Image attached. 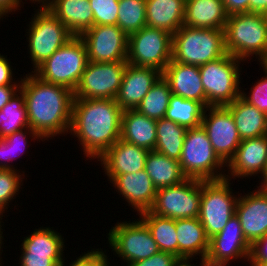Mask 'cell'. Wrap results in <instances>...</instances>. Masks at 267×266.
<instances>
[{"mask_svg":"<svg viewBox=\"0 0 267 266\" xmlns=\"http://www.w3.org/2000/svg\"><path fill=\"white\" fill-rule=\"evenodd\" d=\"M20 90L24 94L27 119L33 131L44 141L68 134L74 102L73 91L45 82L33 72L26 74L23 79L21 77Z\"/></svg>","mask_w":267,"mask_h":266,"instance_id":"1","label":"cell"},{"mask_svg":"<svg viewBox=\"0 0 267 266\" xmlns=\"http://www.w3.org/2000/svg\"><path fill=\"white\" fill-rule=\"evenodd\" d=\"M122 113L115 99L74 98L69 134L87 160L99 159L121 138Z\"/></svg>","mask_w":267,"mask_h":266,"instance_id":"2","label":"cell"},{"mask_svg":"<svg viewBox=\"0 0 267 266\" xmlns=\"http://www.w3.org/2000/svg\"><path fill=\"white\" fill-rule=\"evenodd\" d=\"M224 35L228 54L242 61L255 56L260 65L267 61V15L250 12L229 15Z\"/></svg>","mask_w":267,"mask_h":266,"instance_id":"3","label":"cell"},{"mask_svg":"<svg viewBox=\"0 0 267 266\" xmlns=\"http://www.w3.org/2000/svg\"><path fill=\"white\" fill-rule=\"evenodd\" d=\"M227 54L224 30L183 25L172 37L174 62L201 66Z\"/></svg>","mask_w":267,"mask_h":266,"instance_id":"4","label":"cell"},{"mask_svg":"<svg viewBox=\"0 0 267 266\" xmlns=\"http://www.w3.org/2000/svg\"><path fill=\"white\" fill-rule=\"evenodd\" d=\"M181 171L187 178L203 181L225 178L226 164L218 157L202 126L187 128L181 151ZM224 170V171H223Z\"/></svg>","mask_w":267,"mask_h":266,"instance_id":"5","label":"cell"},{"mask_svg":"<svg viewBox=\"0 0 267 266\" xmlns=\"http://www.w3.org/2000/svg\"><path fill=\"white\" fill-rule=\"evenodd\" d=\"M88 63L85 43L74 36L32 71L41 80L75 91Z\"/></svg>","mask_w":267,"mask_h":266,"instance_id":"6","label":"cell"},{"mask_svg":"<svg viewBox=\"0 0 267 266\" xmlns=\"http://www.w3.org/2000/svg\"><path fill=\"white\" fill-rule=\"evenodd\" d=\"M241 62L243 61L227 53L217 60L199 66L206 95V108L227 106L241 96Z\"/></svg>","mask_w":267,"mask_h":266,"instance_id":"7","label":"cell"},{"mask_svg":"<svg viewBox=\"0 0 267 266\" xmlns=\"http://www.w3.org/2000/svg\"><path fill=\"white\" fill-rule=\"evenodd\" d=\"M26 31L28 53L33 71L49 58L56 50L65 45L74 35L49 10L37 9L29 21Z\"/></svg>","mask_w":267,"mask_h":266,"instance_id":"8","label":"cell"},{"mask_svg":"<svg viewBox=\"0 0 267 266\" xmlns=\"http://www.w3.org/2000/svg\"><path fill=\"white\" fill-rule=\"evenodd\" d=\"M230 180H202L199 220L210 239L220 233L235 215L239 194L232 192Z\"/></svg>","mask_w":267,"mask_h":266,"instance_id":"9","label":"cell"},{"mask_svg":"<svg viewBox=\"0 0 267 266\" xmlns=\"http://www.w3.org/2000/svg\"><path fill=\"white\" fill-rule=\"evenodd\" d=\"M172 37L166 30L144 26L128 36L127 63L163 72L172 58Z\"/></svg>","mask_w":267,"mask_h":266,"instance_id":"10","label":"cell"},{"mask_svg":"<svg viewBox=\"0 0 267 266\" xmlns=\"http://www.w3.org/2000/svg\"><path fill=\"white\" fill-rule=\"evenodd\" d=\"M111 227L108 233L109 247L126 265L144 260L158 253L160 250L147 227L139 218L132 221L120 220Z\"/></svg>","mask_w":267,"mask_h":266,"instance_id":"11","label":"cell"},{"mask_svg":"<svg viewBox=\"0 0 267 266\" xmlns=\"http://www.w3.org/2000/svg\"><path fill=\"white\" fill-rule=\"evenodd\" d=\"M202 180L187 178L182 183L158 189L152 207L155 215L171 219L199 217Z\"/></svg>","mask_w":267,"mask_h":266,"instance_id":"12","label":"cell"},{"mask_svg":"<svg viewBox=\"0 0 267 266\" xmlns=\"http://www.w3.org/2000/svg\"><path fill=\"white\" fill-rule=\"evenodd\" d=\"M127 62H90L74 91V98L115 99Z\"/></svg>","mask_w":267,"mask_h":266,"instance_id":"13","label":"cell"},{"mask_svg":"<svg viewBox=\"0 0 267 266\" xmlns=\"http://www.w3.org/2000/svg\"><path fill=\"white\" fill-rule=\"evenodd\" d=\"M201 126L212 148L227 165L242 141L231 112L225 106L207 107L203 112Z\"/></svg>","mask_w":267,"mask_h":266,"instance_id":"14","label":"cell"},{"mask_svg":"<svg viewBox=\"0 0 267 266\" xmlns=\"http://www.w3.org/2000/svg\"><path fill=\"white\" fill-rule=\"evenodd\" d=\"M90 62H127L128 36L117 25H96L80 35Z\"/></svg>","mask_w":267,"mask_h":266,"instance_id":"15","label":"cell"},{"mask_svg":"<svg viewBox=\"0 0 267 266\" xmlns=\"http://www.w3.org/2000/svg\"><path fill=\"white\" fill-rule=\"evenodd\" d=\"M251 244L245 239L236 214L222 231L209 240L206 260L211 266H229L239 259L249 261ZM230 263V264H229Z\"/></svg>","mask_w":267,"mask_h":266,"instance_id":"16","label":"cell"},{"mask_svg":"<svg viewBox=\"0 0 267 266\" xmlns=\"http://www.w3.org/2000/svg\"><path fill=\"white\" fill-rule=\"evenodd\" d=\"M257 188L245 195L239 193L235 208L245 239L251 245L267 234V191Z\"/></svg>","mask_w":267,"mask_h":266,"instance_id":"17","label":"cell"},{"mask_svg":"<svg viewBox=\"0 0 267 266\" xmlns=\"http://www.w3.org/2000/svg\"><path fill=\"white\" fill-rule=\"evenodd\" d=\"M266 163L267 135L243 139L235 155L226 165L228 174L225 175V178L231 181V178L234 180L237 178H250L252 176L261 177Z\"/></svg>","mask_w":267,"mask_h":266,"instance_id":"18","label":"cell"},{"mask_svg":"<svg viewBox=\"0 0 267 266\" xmlns=\"http://www.w3.org/2000/svg\"><path fill=\"white\" fill-rule=\"evenodd\" d=\"M116 192L128 202L137 214L149 210L155 200L157 189L146 170L123 175H107Z\"/></svg>","mask_w":267,"mask_h":266,"instance_id":"19","label":"cell"},{"mask_svg":"<svg viewBox=\"0 0 267 266\" xmlns=\"http://www.w3.org/2000/svg\"><path fill=\"white\" fill-rule=\"evenodd\" d=\"M161 76L162 72L155 68L127 63L115 101L123 110L136 109Z\"/></svg>","mask_w":267,"mask_h":266,"instance_id":"20","label":"cell"},{"mask_svg":"<svg viewBox=\"0 0 267 266\" xmlns=\"http://www.w3.org/2000/svg\"><path fill=\"white\" fill-rule=\"evenodd\" d=\"M173 95L200 102L206 108V95L199 66L187 65L173 60L162 72Z\"/></svg>","mask_w":267,"mask_h":266,"instance_id":"21","label":"cell"},{"mask_svg":"<svg viewBox=\"0 0 267 266\" xmlns=\"http://www.w3.org/2000/svg\"><path fill=\"white\" fill-rule=\"evenodd\" d=\"M149 150L119 139L99 159L106 175L136 173L145 169Z\"/></svg>","mask_w":267,"mask_h":266,"instance_id":"22","label":"cell"},{"mask_svg":"<svg viewBox=\"0 0 267 266\" xmlns=\"http://www.w3.org/2000/svg\"><path fill=\"white\" fill-rule=\"evenodd\" d=\"M227 18L222 0L185 1V26L224 30Z\"/></svg>","mask_w":267,"mask_h":266,"instance_id":"23","label":"cell"},{"mask_svg":"<svg viewBox=\"0 0 267 266\" xmlns=\"http://www.w3.org/2000/svg\"><path fill=\"white\" fill-rule=\"evenodd\" d=\"M156 121L135 109L123 110L120 139L149 151L154 150L157 140Z\"/></svg>","mask_w":267,"mask_h":266,"instance_id":"24","label":"cell"},{"mask_svg":"<svg viewBox=\"0 0 267 266\" xmlns=\"http://www.w3.org/2000/svg\"><path fill=\"white\" fill-rule=\"evenodd\" d=\"M178 240V258H206L209 251V238L198 217L175 219Z\"/></svg>","mask_w":267,"mask_h":266,"instance_id":"25","label":"cell"},{"mask_svg":"<svg viewBox=\"0 0 267 266\" xmlns=\"http://www.w3.org/2000/svg\"><path fill=\"white\" fill-rule=\"evenodd\" d=\"M186 0H146V26L172 35L184 25Z\"/></svg>","mask_w":267,"mask_h":266,"instance_id":"26","label":"cell"},{"mask_svg":"<svg viewBox=\"0 0 267 266\" xmlns=\"http://www.w3.org/2000/svg\"><path fill=\"white\" fill-rule=\"evenodd\" d=\"M74 36L94 26L89 0H55L48 8Z\"/></svg>","mask_w":267,"mask_h":266,"instance_id":"27","label":"cell"},{"mask_svg":"<svg viewBox=\"0 0 267 266\" xmlns=\"http://www.w3.org/2000/svg\"><path fill=\"white\" fill-rule=\"evenodd\" d=\"M225 107L234 118L241 140L267 135V114L241 96Z\"/></svg>","mask_w":267,"mask_h":266,"instance_id":"28","label":"cell"},{"mask_svg":"<svg viewBox=\"0 0 267 266\" xmlns=\"http://www.w3.org/2000/svg\"><path fill=\"white\" fill-rule=\"evenodd\" d=\"M145 170L157 190L178 185L187 179L178 160L168 158L155 150L147 154Z\"/></svg>","mask_w":267,"mask_h":266,"instance_id":"29","label":"cell"},{"mask_svg":"<svg viewBox=\"0 0 267 266\" xmlns=\"http://www.w3.org/2000/svg\"><path fill=\"white\" fill-rule=\"evenodd\" d=\"M149 228L160 251L169 252L178 257V240L175 219L153 214L149 210L138 214Z\"/></svg>","mask_w":267,"mask_h":266,"instance_id":"30","label":"cell"},{"mask_svg":"<svg viewBox=\"0 0 267 266\" xmlns=\"http://www.w3.org/2000/svg\"><path fill=\"white\" fill-rule=\"evenodd\" d=\"M156 127L157 140L154 150L168 158L179 160L187 128L165 117L156 121Z\"/></svg>","mask_w":267,"mask_h":266,"instance_id":"31","label":"cell"},{"mask_svg":"<svg viewBox=\"0 0 267 266\" xmlns=\"http://www.w3.org/2000/svg\"><path fill=\"white\" fill-rule=\"evenodd\" d=\"M205 107L198 101L171 95L165 118L186 128L201 126Z\"/></svg>","mask_w":267,"mask_h":266,"instance_id":"32","label":"cell"},{"mask_svg":"<svg viewBox=\"0 0 267 266\" xmlns=\"http://www.w3.org/2000/svg\"><path fill=\"white\" fill-rule=\"evenodd\" d=\"M29 127L24 94L19 89L0 110V138Z\"/></svg>","mask_w":267,"mask_h":266,"instance_id":"33","label":"cell"},{"mask_svg":"<svg viewBox=\"0 0 267 266\" xmlns=\"http://www.w3.org/2000/svg\"><path fill=\"white\" fill-rule=\"evenodd\" d=\"M52 228V229H51ZM35 228L34 232L24 237L21 252L65 253V239L53 227ZM64 239V240H63Z\"/></svg>","mask_w":267,"mask_h":266,"instance_id":"34","label":"cell"},{"mask_svg":"<svg viewBox=\"0 0 267 266\" xmlns=\"http://www.w3.org/2000/svg\"><path fill=\"white\" fill-rule=\"evenodd\" d=\"M171 95L168 82L161 76L135 110L148 118L162 119L166 115Z\"/></svg>","mask_w":267,"mask_h":266,"instance_id":"35","label":"cell"},{"mask_svg":"<svg viewBox=\"0 0 267 266\" xmlns=\"http://www.w3.org/2000/svg\"><path fill=\"white\" fill-rule=\"evenodd\" d=\"M27 135L29 136V138L32 137L31 140H33L34 142H40V140L43 141V139L30 127L16 131L5 138H0V169L16 168V165L13 166L12 164H10V161L16 160L18 156L25 154L24 151L26 145H30L27 144Z\"/></svg>","mask_w":267,"mask_h":266,"instance_id":"36","label":"cell"},{"mask_svg":"<svg viewBox=\"0 0 267 266\" xmlns=\"http://www.w3.org/2000/svg\"><path fill=\"white\" fill-rule=\"evenodd\" d=\"M117 26L127 36L146 26V0H119Z\"/></svg>","mask_w":267,"mask_h":266,"instance_id":"37","label":"cell"},{"mask_svg":"<svg viewBox=\"0 0 267 266\" xmlns=\"http://www.w3.org/2000/svg\"><path fill=\"white\" fill-rule=\"evenodd\" d=\"M20 169H0V216L3 217L10 203L17 198L23 185Z\"/></svg>","mask_w":267,"mask_h":266,"instance_id":"38","label":"cell"},{"mask_svg":"<svg viewBox=\"0 0 267 266\" xmlns=\"http://www.w3.org/2000/svg\"><path fill=\"white\" fill-rule=\"evenodd\" d=\"M94 26L117 25L119 0H89Z\"/></svg>","mask_w":267,"mask_h":266,"instance_id":"39","label":"cell"},{"mask_svg":"<svg viewBox=\"0 0 267 266\" xmlns=\"http://www.w3.org/2000/svg\"><path fill=\"white\" fill-rule=\"evenodd\" d=\"M260 67L265 72V76H262L260 80L258 79L256 84L250 88L249 94L244 92V89L241 90V97L249 104L257 107L261 112L267 114V66L261 64Z\"/></svg>","mask_w":267,"mask_h":266,"instance_id":"40","label":"cell"},{"mask_svg":"<svg viewBox=\"0 0 267 266\" xmlns=\"http://www.w3.org/2000/svg\"><path fill=\"white\" fill-rule=\"evenodd\" d=\"M20 266H59L63 260V253L20 252Z\"/></svg>","mask_w":267,"mask_h":266,"instance_id":"41","label":"cell"},{"mask_svg":"<svg viewBox=\"0 0 267 266\" xmlns=\"http://www.w3.org/2000/svg\"><path fill=\"white\" fill-rule=\"evenodd\" d=\"M65 259L59 266H65ZM110 259L106 254V250L103 251L101 248L99 249H91V251H87L82 253L76 260L72 261L69 266H111Z\"/></svg>","mask_w":267,"mask_h":266,"instance_id":"42","label":"cell"},{"mask_svg":"<svg viewBox=\"0 0 267 266\" xmlns=\"http://www.w3.org/2000/svg\"><path fill=\"white\" fill-rule=\"evenodd\" d=\"M178 257L169 252L159 251L144 260L135 261L128 266H174ZM125 264H123L124 266Z\"/></svg>","mask_w":267,"mask_h":266,"instance_id":"43","label":"cell"},{"mask_svg":"<svg viewBox=\"0 0 267 266\" xmlns=\"http://www.w3.org/2000/svg\"><path fill=\"white\" fill-rule=\"evenodd\" d=\"M8 60L7 55L0 54V86H20L21 80L15 81V74L11 66L12 63Z\"/></svg>","mask_w":267,"mask_h":266,"instance_id":"44","label":"cell"},{"mask_svg":"<svg viewBox=\"0 0 267 266\" xmlns=\"http://www.w3.org/2000/svg\"><path fill=\"white\" fill-rule=\"evenodd\" d=\"M249 262H267V234L251 245Z\"/></svg>","mask_w":267,"mask_h":266,"instance_id":"45","label":"cell"},{"mask_svg":"<svg viewBox=\"0 0 267 266\" xmlns=\"http://www.w3.org/2000/svg\"><path fill=\"white\" fill-rule=\"evenodd\" d=\"M226 13L229 15L237 13H248L250 0H222Z\"/></svg>","mask_w":267,"mask_h":266,"instance_id":"46","label":"cell"},{"mask_svg":"<svg viewBox=\"0 0 267 266\" xmlns=\"http://www.w3.org/2000/svg\"><path fill=\"white\" fill-rule=\"evenodd\" d=\"M23 3L25 2L22 0H0V20L1 18L3 20L5 16H8L13 12L15 13L18 10H21L20 8L22 7Z\"/></svg>","mask_w":267,"mask_h":266,"instance_id":"47","label":"cell"},{"mask_svg":"<svg viewBox=\"0 0 267 266\" xmlns=\"http://www.w3.org/2000/svg\"><path fill=\"white\" fill-rule=\"evenodd\" d=\"M19 89L20 86H0V110L9 102Z\"/></svg>","mask_w":267,"mask_h":266,"instance_id":"48","label":"cell"},{"mask_svg":"<svg viewBox=\"0 0 267 266\" xmlns=\"http://www.w3.org/2000/svg\"><path fill=\"white\" fill-rule=\"evenodd\" d=\"M249 12L267 15V0H250Z\"/></svg>","mask_w":267,"mask_h":266,"instance_id":"49","label":"cell"},{"mask_svg":"<svg viewBox=\"0 0 267 266\" xmlns=\"http://www.w3.org/2000/svg\"><path fill=\"white\" fill-rule=\"evenodd\" d=\"M201 260L200 266H211L209 262L206 260V258H199ZM194 258H187V257H179L177 261L175 262L174 266H199L196 264H191L190 262H193Z\"/></svg>","mask_w":267,"mask_h":266,"instance_id":"50","label":"cell"},{"mask_svg":"<svg viewBox=\"0 0 267 266\" xmlns=\"http://www.w3.org/2000/svg\"><path fill=\"white\" fill-rule=\"evenodd\" d=\"M30 1H32V3L34 4L35 2H37L36 5L40 4L39 9H48L55 0H30Z\"/></svg>","mask_w":267,"mask_h":266,"instance_id":"51","label":"cell"},{"mask_svg":"<svg viewBox=\"0 0 267 266\" xmlns=\"http://www.w3.org/2000/svg\"><path fill=\"white\" fill-rule=\"evenodd\" d=\"M260 178H261V183H259V184H261V185L256 186V187H259V188L267 191V163H266L264 173L262 174V176Z\"/></svg>","mask_w":267,"mask_h":266,"instance_id":"52","label":"cell"},{"mask_svg":"<svg viewBox=\"0 0 267 266\" xmlns=\"http://www.w3.org/2000/svg\"><path fill=\"white\" fill-rule=\"evenodd\" d=\"M3 221H2V217L0 216V257H1V255H2V252H3V250H1V249H3L2 247V244H4L3 242L4 241H2L3 239H4V236H3V229L1 228L2 226H3V224H1ZM2 251V252H1ZM1 259H3L2 257L0 258V261H2Z\"/></svg>","mask_w":267,"mask_h":266,"instance_id":"53","label":"cell"},{"mask_svg":"<svg viewBox=\"0 0 267 266\" xmlns=\"http://www.w3.org/2000/svg\"><path fill=\"white\" fill-rule=\"evenodd\" d=\"M250 266H267V262H250Z\"/></svg>","mask_w":267,"mask_h":266,"instance_id":"54","label":"cell"}]
</instances>
